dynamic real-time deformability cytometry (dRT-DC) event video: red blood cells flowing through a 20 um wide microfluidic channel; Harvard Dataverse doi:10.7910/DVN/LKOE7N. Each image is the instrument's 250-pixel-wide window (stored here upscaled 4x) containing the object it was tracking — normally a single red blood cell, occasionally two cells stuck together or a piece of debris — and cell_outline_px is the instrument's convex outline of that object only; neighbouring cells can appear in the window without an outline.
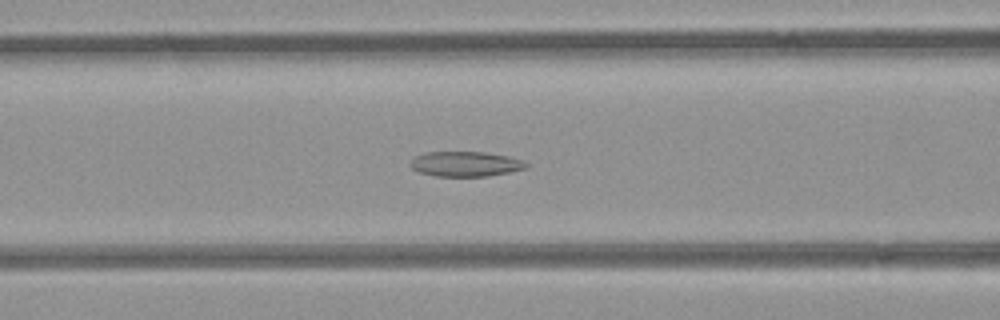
{"species": "common noctule bat (a hibernating species)", "species_latin": "Nyctalus noctula", "temperature_condition": "room temperature", "stored_images_in_passage": 54, "camera_frame_rate_fps": 3000, "um_per_image_px": 0.085, "animal": {"sex": "female", "body_mass_g": 21.9}, "frame": {"image": 1, "passage_image": 22, "time_ms": 7.0, "image_size_px": [1000, 320], "cell_outline_px": [[528, 164], [524, 168], [508, 172], [488, 176], [436, 176], [420, 172], [412, 168], [408, 164], [416, 156], [424, 152], [484, 152], [508, 156], [520, 160]], "centroid_in_image_um": [39.52, 13.93], "position_along_channel_um": 127.1, "area_um2": 16.65}}
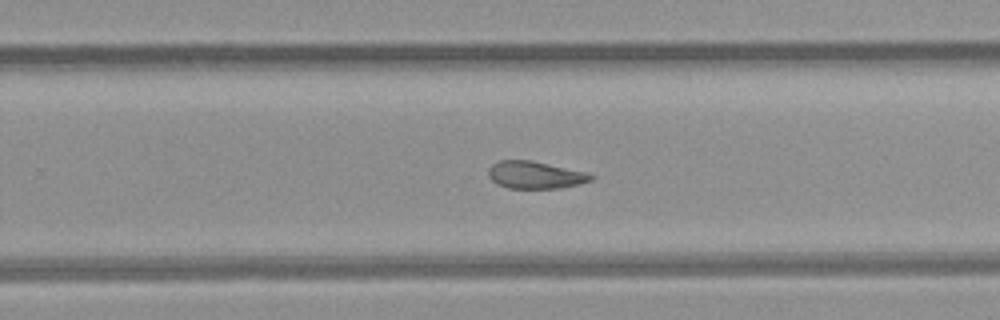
{"frame": {"image": 2, "passage_image": 34, "time_ms": 11.0, "image_size_px": [1000, 320], "cell_outline_px": [[596, 176], [592, 180], [560, 188], [508, 188], [496, 184], [488, 176], [488, 168], [496, 160], [528, 160], [584, 172]], "centroid_in_image_um": [45.42, 14.87], "position_along_channel_um": 284.4, "area_um2": 16.13}}
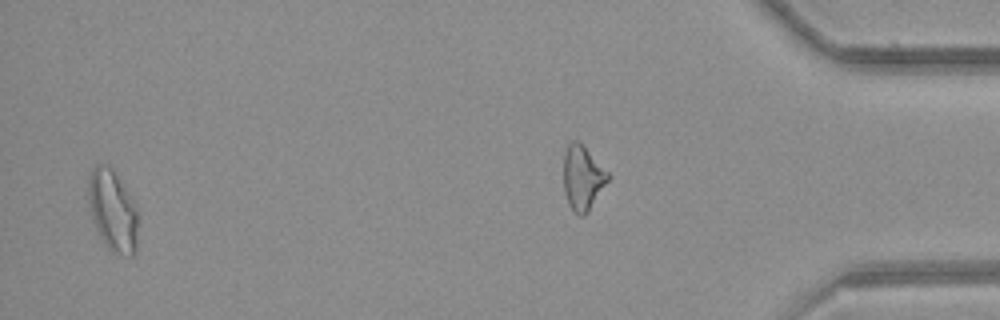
{"frame": {"image": 3, "passage_image": 52, "time_ms": 17.0, "image_size_px": [1000, 320], "cell_outline_px": [[136, 252], [132, 256], [112, 252], [108, 248], [100, 236], [96, 228], [92, 216], [88, 200], [88, 176], [92, 168], [96, 164], [108, 164], [116, 172], [136, 208]], "centroid_in_image_um": [9.55, 17.86], "position_along_channel_um": 425.7, "area_um2": 23.24}, "authors_computed_cell_mechanics": {"area_um2": 18.9295, "velocity_mm_per_s": 3.9374, "shape_relaxation_time_tau1_ms": null, "shape_relaxation_time_tau2_ms": 4.6191, "deformation_change_tau1": null, "deformation_change_tau2": 0.1188}}